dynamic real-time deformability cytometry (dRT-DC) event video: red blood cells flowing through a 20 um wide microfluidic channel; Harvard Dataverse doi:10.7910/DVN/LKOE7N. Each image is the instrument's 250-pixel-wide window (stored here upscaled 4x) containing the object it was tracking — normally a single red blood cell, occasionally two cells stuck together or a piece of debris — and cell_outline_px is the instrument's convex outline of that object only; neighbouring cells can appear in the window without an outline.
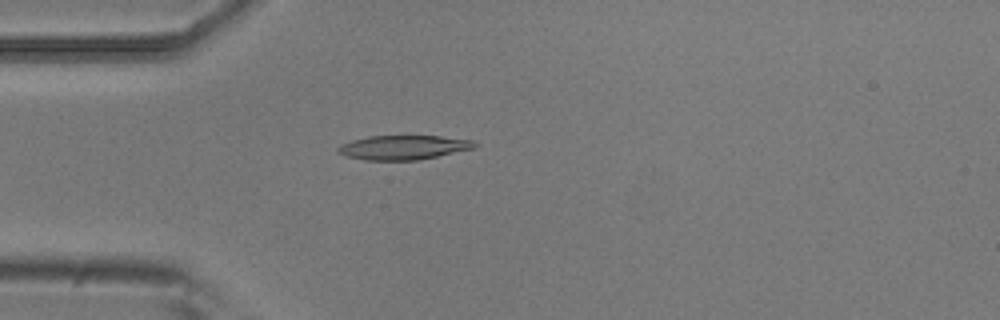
{"species": "common noctule bat (a hibernating species)", "species_latin": "Nyctalus noctula", "temperature_condition": "room temperature", "stored_images_in_passage": 1, "camera_frame_rate_fps": 3000, "um_per_image_px": 0.085, "animal": {"sex": "male", "body_mass_g": 20.5, "forearm_length_mm": 52.5}, "frame": {"image": 1, "passage_image": 1, "time_ms": 0.0, "image_size_px": [1000, 320], "cell_outline_px": [[480, 144], [476, 148], [416, 160], [364, 160], [344, 156], [336, 152], [336, 148], [352, 140], [368, 136], [440, 136], [476, 140]], "centroid_in_image_um": [34.32, 12.53], "position_along_channel_um": 50.7, "area_um2": 19.48}}